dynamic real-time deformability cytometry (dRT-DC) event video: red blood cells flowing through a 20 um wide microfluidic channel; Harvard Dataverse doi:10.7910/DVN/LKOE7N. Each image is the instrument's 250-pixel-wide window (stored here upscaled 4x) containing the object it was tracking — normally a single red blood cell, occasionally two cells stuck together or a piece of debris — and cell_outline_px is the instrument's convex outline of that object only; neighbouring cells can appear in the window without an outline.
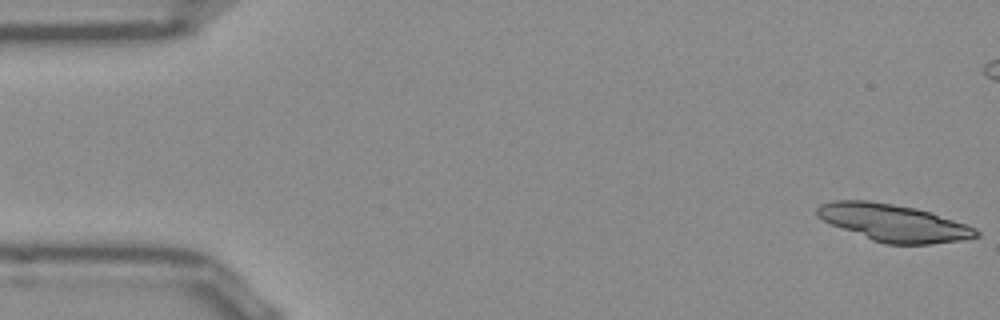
{"species": "Egyptian fruit bat (a non-hibernating species)", "species_latin": "Rousettus aegyptiacus", "temperature_condition": "room temperature", "stored_images_in_passage": 15, "camera_frame_rate_fps": 3000, "um_per_image_px": 0.085, "frame": {"image": 1, "passage_image": 1, "time_ms": 0.0, "image_size_px": [1000, 320], "cell_outline_px": [[980, 236], [960, 240], [928, 244], [884, 244], [872, 240], [832, 224], [816, 216], [816, 208], [820, 204], [832, 200], [868, 200], [916, 208], [932, 212], [976, 228], [980, 232]], "centroid_in_image_um": [75.95, 18.93], "position_along_channel_um": 9.0, "area_um2": 34.28}}